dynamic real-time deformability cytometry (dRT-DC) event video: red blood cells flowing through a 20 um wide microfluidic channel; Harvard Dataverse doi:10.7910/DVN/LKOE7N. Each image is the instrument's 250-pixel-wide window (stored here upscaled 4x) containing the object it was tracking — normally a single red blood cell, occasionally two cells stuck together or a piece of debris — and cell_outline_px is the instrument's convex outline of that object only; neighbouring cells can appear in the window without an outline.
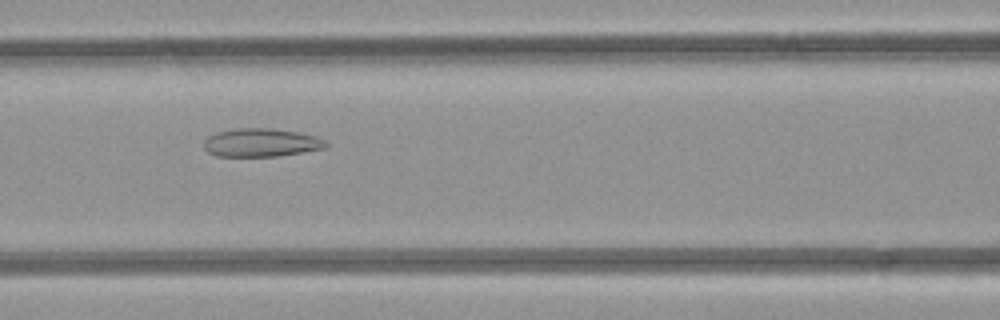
{"species": "common noctule bat (a hibernating species)", "species_latin": "Nyctalus noctula", "temperature_condition": "room temperature", "stored_images_in_passage": 43, "camera_frame_rate_fps": 3000, "um_per_image_px": 0.085, "animal": {"sex": "female", "body_mass_g": 21.9}, "frame": {"image": 1, "passage_image": 15, "time_ms": 4.667, "image_size_px": [1000, 320], "cell_outline_px": [[328, 144], [324, 148], [276, 156], [216, 156], [208, 152], [204, 148], [204, 140], [208, 136], [216, 132], [236, 128], [272, 128], [296, 132], [316, 136], [324, 140]], "centroid_in_image_um": [22.15, 12.11], "position_along_channel_um": 144.5, "area_um2": 20.0}}
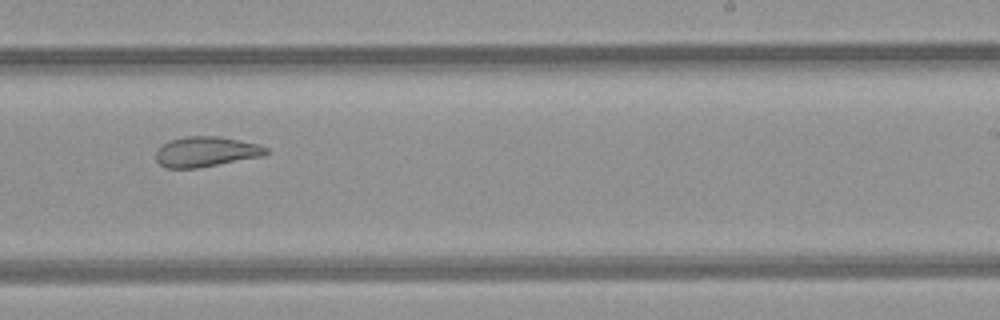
{"frame": {"image": 2, "passage_image": 24, "time_ms": 7.667, "image_size_px": [1000, 320], "cell_outline_px": [[268, 152], [264, 156], [196, 168], [168, 168], [160, 164], [156, 160], [156, 152], [168, 140], [188, 136], [216, 136], [260, 144], [268, 148]], "centroid_in_image_um": [17.53, 12.89], "position_along_channel_um": 271.5, "area_um2": 19.25}}
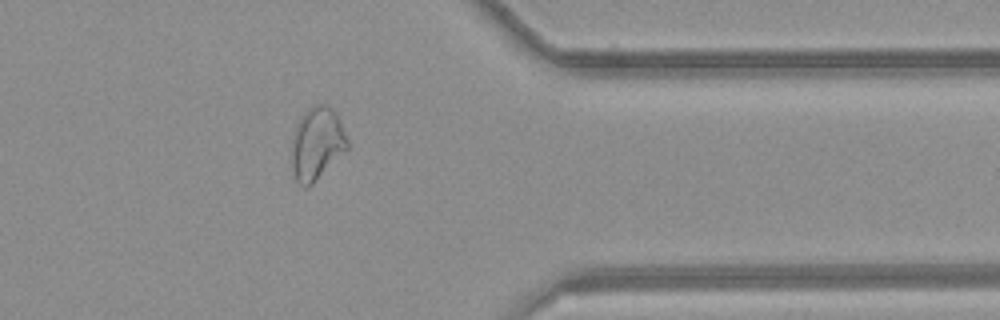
{"frame": {"image": 3, "passage_image": 33, "time_ms": 10.667, "image_size_px": [1000, 320], "cell_outline_px": [[348, 148], [308, 188], [304, 188], [296, 180], [292, 168], [292, 132], [300, 116], [308, 108], [316, 104], [324, 104], [332, 108], [336, 112], [348, 140]], "centroid_in_image_um": [26.91, 12.19], "position_along_channel_um": 384.5, "area_um2": 23.64}, "authors_computed_cell_mechanics": {"area_um2": 23.6402, "velocity_mm_per_s": 4.2447, "shape_relaxation_time_tau1_ms": null, "shape_relaxation_time_tau2_ms": 2.5184, "deformation_change_tau1": null, "deformation_change_tau2": 0.1055}}